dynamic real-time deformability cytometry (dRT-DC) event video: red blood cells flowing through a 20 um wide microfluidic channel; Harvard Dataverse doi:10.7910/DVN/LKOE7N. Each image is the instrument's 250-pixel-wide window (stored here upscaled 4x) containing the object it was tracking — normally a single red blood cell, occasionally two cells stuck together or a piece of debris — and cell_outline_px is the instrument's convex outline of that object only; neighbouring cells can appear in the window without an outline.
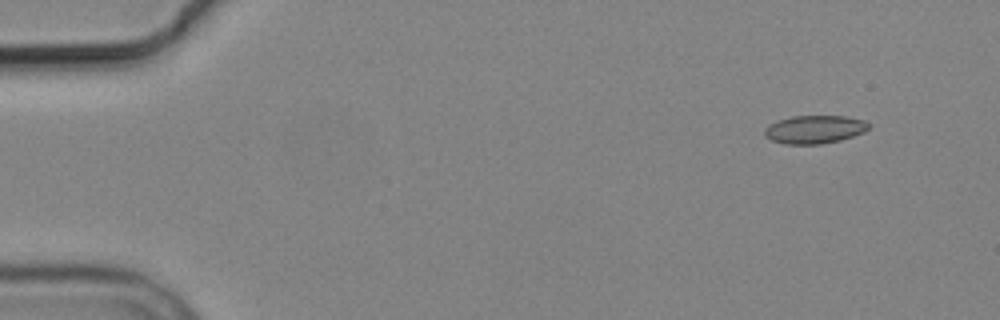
{"species": "common noctule bat (a hibernating species)", "species_latin": "Nyctalus noctula", "temperature_condition": "cold", "stored_images_in_passage": 5, "camera_frame_rate_fps": 3000, "um_per_image_px": 0.085, "animal": {"sex": "male", "body_mass_g": 19.2, "forearm_length_mm": 51.8}, "frame": {"image": 1, "passage_image": 2, "time_ms": 1.333, "image_size_px": [1000, 320], "cell_outline_px": [[872, 124], [864, 132], [840, 140], [820, 144], [784, 144], [772, 140], [764, 136], [764, 128], [768, 124], [776, 120], [792, 116], [844, 116], [864, 120]], "centroid_in_image_um": [69.21, 10.99], "position_along_channel_um": 15.8, "area_um2": 17.22}}
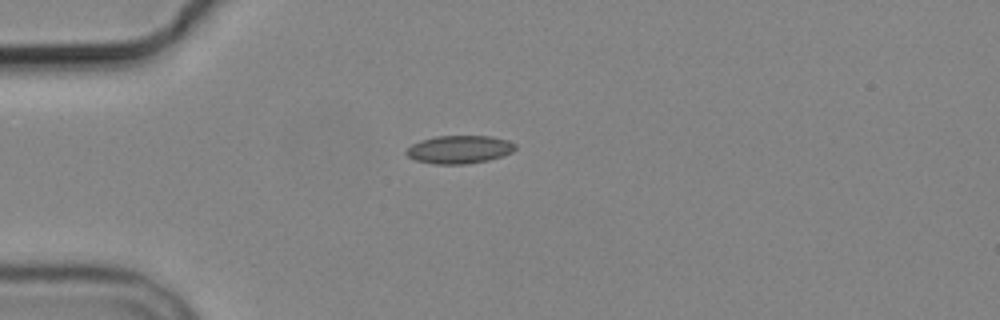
{"frame": {"image": 2, "passage_image": 5, "time_ms": 4.667, "image_size_px": [1000, 320], "cell_outline_px": [[516, 148], [512, 152], [488, 160], [464, 164], [432, 164], [416, 160], [408, 156], [404, 152], [412, 144], [420, 140], [436, 136], [492, 136], [508, 140], [516, 144]], "centroid_in_image_um": [39.03, 12.7], "position_along_channel_um": 46.0, "area_um2": 17.8}}